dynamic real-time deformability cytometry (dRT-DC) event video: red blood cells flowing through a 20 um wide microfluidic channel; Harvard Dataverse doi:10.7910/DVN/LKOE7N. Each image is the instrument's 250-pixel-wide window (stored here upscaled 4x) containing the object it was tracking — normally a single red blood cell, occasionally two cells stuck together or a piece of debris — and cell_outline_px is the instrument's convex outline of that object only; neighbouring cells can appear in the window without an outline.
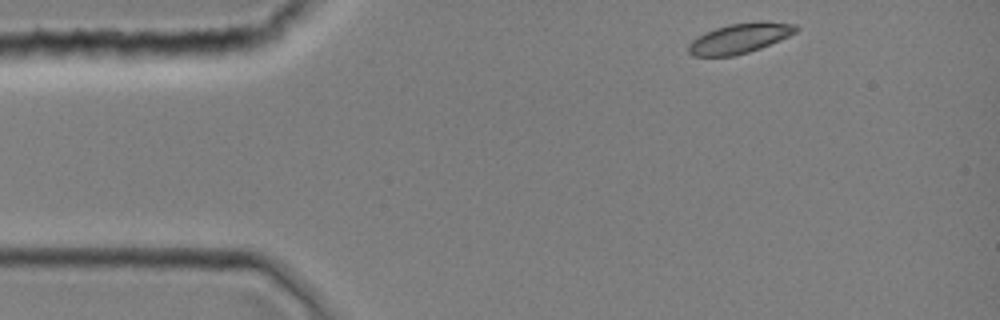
{"species": "common noctule bat (a hibernating species)", "species_latin": "Nyctalus noctula", "temperature_condition": "room temperature", "stored_images_in_passage": 7, "camera_frame_rate_fps": 3000, "um_per_image_px": 0.085, "animal": {"sex": "female", "body_mass_g": 19.0, "forearm_length_mm": 51.5}, "frame": {"image": 1, "passage_image": 1, "time_ms": 0.0, "image_size_px": [1000, 320], "cell_outline_px": [[800, 28], [796, 32], [788, 36], [760, 48], [748, 52], [732, 56], [692, 56], [688, 52], [688, 44], [692, 40], [704, 32], [728, 24], [796, 24]], "centroid_in_image_um": [62.77, 3.31], "position_along_channel_um": 22.2, "area_um2": 17.92}}
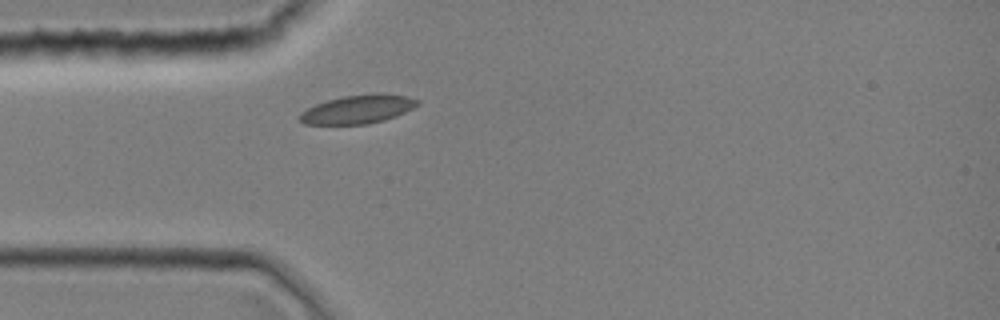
{"frame": {"image": 2, "passage_image": 7, "time_ms": 2.0, "image_size_px": [1000, 320], "cell_outline_px": [[420, 104], [396, 116], [384, 120], [368, 124], [304, 124], [300, 120], [300, 112], [316, 104], [328, 100], [344, 96], [380, 92], [408, 96], [420, 100]], "centroid_in_image_um": [30.46, 9.27], "position_along_channel_um": 54.5, "area_um2": 19.65}}